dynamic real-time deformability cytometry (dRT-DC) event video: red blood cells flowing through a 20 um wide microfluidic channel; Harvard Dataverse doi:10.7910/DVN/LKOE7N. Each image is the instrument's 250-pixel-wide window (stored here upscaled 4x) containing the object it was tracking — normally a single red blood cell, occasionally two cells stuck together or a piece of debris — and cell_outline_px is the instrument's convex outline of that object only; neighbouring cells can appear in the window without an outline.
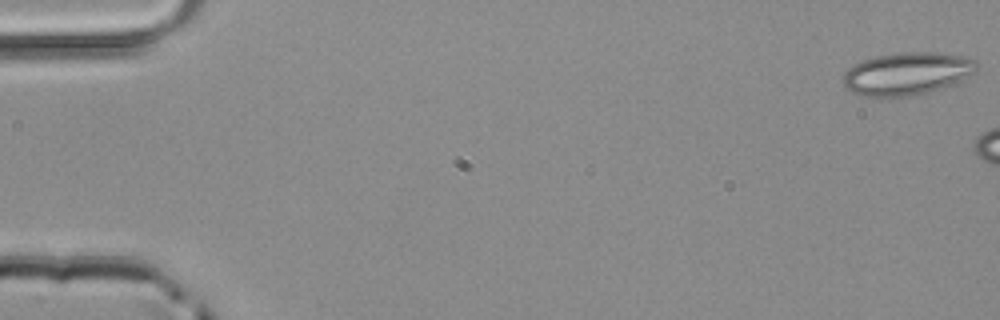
{"species": "common noctule bat (a hibernating species)", "species_latin": "Nyctalus noctula", "temperature_condition": "room temperature", "stored_images_in_passage": 10, "camera_frame_rate_fps": 3000, "um_per_image_px": 0.085, "animal": {"sex": "male", "body_mass_g": 20.4}, "frame": {"image": 1, "passage_image": 1, "time_ms": 0.0, "image_size_px": [1000, 320], "cell_outline_px": [[976, 72], [960, 80], [924, 92], [908, 96], [864, 96], [852, 92], [844, 88], [840, 80], [844, 72], [852, 64], [876, 56], [900, 52], [932, 52], [960, 56], [976, 60]], "centroid_in_image_um": [76.99, 6.24], "position_along_channel_um": 8.0, "area_um2": 32.77}}